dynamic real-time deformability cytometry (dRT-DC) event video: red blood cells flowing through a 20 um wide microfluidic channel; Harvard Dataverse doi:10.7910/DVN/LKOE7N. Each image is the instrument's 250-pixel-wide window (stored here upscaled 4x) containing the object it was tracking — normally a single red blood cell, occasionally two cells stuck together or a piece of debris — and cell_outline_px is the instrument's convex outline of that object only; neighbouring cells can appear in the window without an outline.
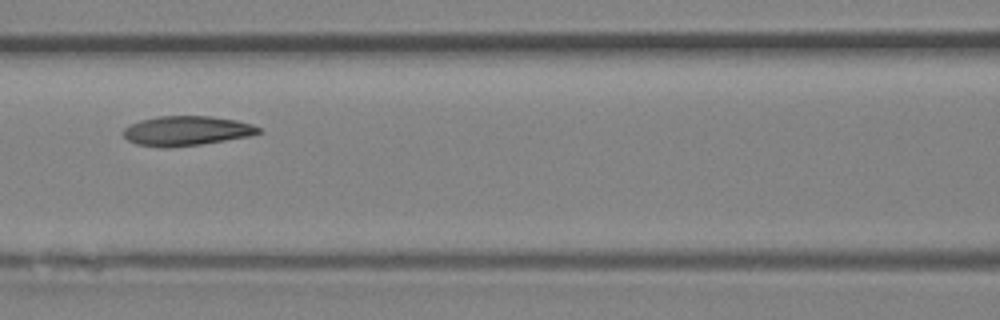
{"species": "Egyptian fruit bat (a non-hibernating species)", "species_latin": "Rousettus aegyptiacus", "temperature_condition": "room temperature", "stored_images_in_passage": 6, "camera_frame_rate_fps": 3000, "um_per_image_px": 0.085, "animal": {"sex": "female"}, "frame": {"image": 1, "passage_image": 6, "time_ms": 1.667, "image_size_px": [1000, 320], "cell_outline_px": [[264, 132], [248, 136], [200, 144], [168, 148], [160, 148], [136, 144], [128, 140], [124, 136], [124, 128], [140, 120], [160, 116], [212, 116], [236, 120], [252, 124], [260, 128]], "centroid_in_image_um": [15.86, 11.12], "position_along_channel_um": 150.7, "area_um2": 23.29}}